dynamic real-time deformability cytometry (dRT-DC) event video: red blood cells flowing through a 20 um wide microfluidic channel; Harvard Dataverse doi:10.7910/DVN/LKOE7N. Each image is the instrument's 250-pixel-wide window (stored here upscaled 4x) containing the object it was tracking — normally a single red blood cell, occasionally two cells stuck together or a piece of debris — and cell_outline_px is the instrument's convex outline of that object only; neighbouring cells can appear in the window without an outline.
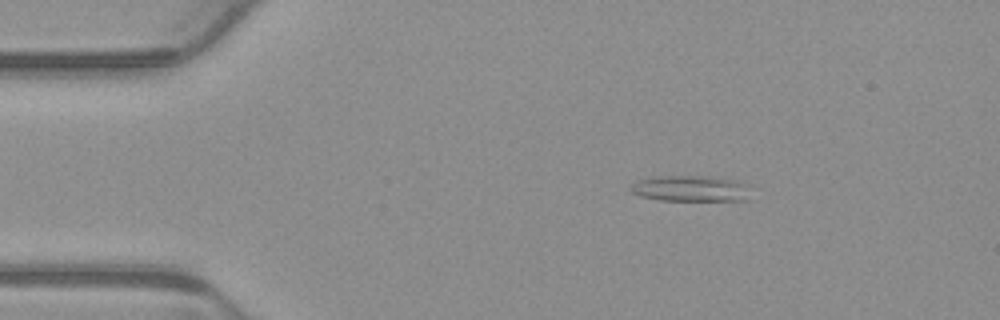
{"species": "common noctule bat (a hibernating species)", "species_latin": "Nyctalus noctula", "temperature_condition": "warm", "stored_images_in_passage": 5, "camera_frame_rate_fps": 3000, "um_per_image_px": 0.085, "animal": {"sex": "male", "body_mass_g": 23.1, "forearm_length_mm": 52.7}, "frame": {"image": 1, "passage_image": 3, "time_ms": 0.667, "image_size_px": [1000, 320], "cell_outline_px": [[748, 200], [660, 200], [640, 196], [632, 192], [628, 188], [636, 180], [656, 176], [700, 176], [736, 180], [744, 184]], "centroid_in_image_um": [58.59, 16.02], "position_along_channel_um": 26.4, "area_um2": 17.8}}
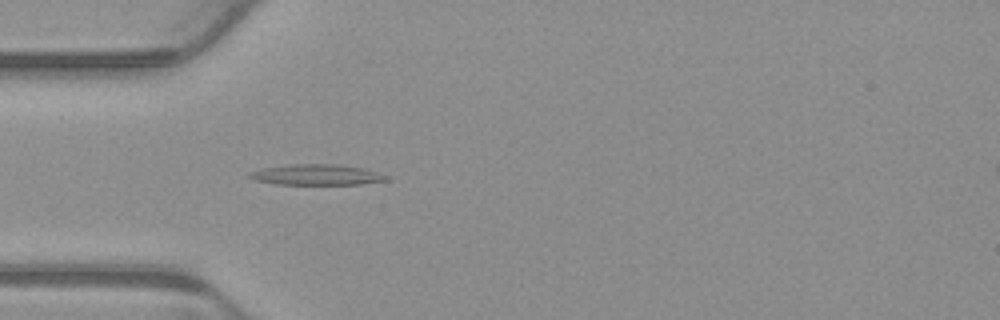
{"frame": {"image": 2, "passage_image": 5, "time_ms": 1.333, "image_size_px": [1000, 320], "cell_outline_px": [[388, 180], [360, 184], [276, 184], [252, 180], [248, 176], [252, 172], [264, 168], [292, 164], [336, 164], [364, 168], [388, 176]], "centroid_in_image_um": [26.92, 14.85], "position_along_channel_um": 58.1, "area_um2": 16.3}}